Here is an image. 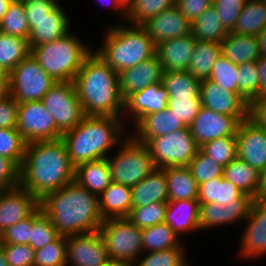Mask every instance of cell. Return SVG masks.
Masks as SVG:
<instances>
[{
  "mask_svg": "<svg viewBox=\"0 0 266 266\" xmlns=\"http://www.w3.org/2000/svg\"><path fill=\"white\" fill-rule=\"evenodd\" d=\"M243 194L224 176H219L198 185L197 200L199 203L217 202L224 206L232 200L240 198Z\"/></svg>",
  "mask_w": 266,
  "mask_h": 266,
  "instance_id": "obj_35",
  "label": "cell"
},
{
  "mask_svg": "<svg viewBox=\"0 0 266 266\" xmlns=\"http://www.w3.org/2000/svg\"><path fill=\"white\" fill-rule=\"evenodd\" d=\"M30 54L28 40L0 32V71L10 73Z\"/></svg>",
  "mask_w": 266,
  "mask_h": 266,
  "instance_id": "obj_38",
  "label": "cell"
},
{
  "mask_svg": "<svg viewBox=\"0 0 266 266\" xmlns=\"http://www.w3.org/2000/svg\"><path fill=\"white\" fill-rule=\"evenodd\" d=\"M38 207L39 200L21 186L0 190V234L30 216Z\"/></svg>",
  "mask_w": 266,
  "mask_h": 266,
  "instance_id": "obj_18",
  "label": "cell"
},
{
  "mask_svg": "<svg viewBox=\"0 0 266 266\" xmlns=\"http://www.w3.org/2000/svg\"><path fill=\"white\" fill-rule=\"evenodd\" d=\"M75 182L90 193L100 196L112 183L107 158L78 165L75 168Z\"/></svg>",
  "mask_w": 266,
  "mask_h": 266,
  "instance_id": "obj_29",
  "label": "cell"
},
{
  "mask_svg": "<svg viewBox=\"0 0 266 266\" xmlns=\"http://www.w3.org/2000/svg\"><path fill=\"white\" fill-rule=\"evenodd\" d=\"M168 202H156L141 207H132L128 219L138 228L144 229L164 222Z\"/></svg>",
  "mask_w": 266,
  "mask_h": 266,
  "instance_id": "obj_43",
  "label": "cell"
},
{
  "mask_svg": "<svg viewBox=\"0 0 266 266\" xmlns=\"http://www.w3.org/2000/svg\"><path fill=\"white\" fill-rule=\"evenodd\" d=\"M238 73L239 94L249 103L259 96V72L256 61L238 65Z\"/></svg>",
  "mask_w": 266,
  "mask_h": 266,
  "instance_id": "obj_48",
  "label": "cell"
},
{
  "mask_svg": "<svg viewBox=\"0 0 266 266\" xmlns=\"http://www.w3.org/2000/svg\"><path fill=\"white\" fill-rule=\"evenodd\" d=\"M67 237L59 235L43 248L35 250L34 266H66Z\"/></svg>",
  "mask_w": 266,
  "mask_h": 266,
  "instance_id": "obj_44",
  "label": "cell"
},
{
  "mask_svg": "<svg viewBox=\"0 0 266 266\" xmlns=\"http://www.w3.org/2000/svg\"><path fill=\"white\" fill-rule=\"evenodd\" d=\"M10 96L9 73H0V101Z\"/></svg>",
  "mask_w": 266,
  "mask_h": 266,
  "instance_id": "obj_61",
  "label": "cell"
},
{
  "mask_svg": "<svg viewBox=\"0 0 266 266\" xmlns=\"http://www.w3.org/2000/svg\"><path fill=\"white\" fill-rule=\"evenodd\" d=\"M238 76V65L221 55L214 63L208 80L218 84L219 87L239 94Z\"/></svg>",
  "mask_w": 266,
  "mask_h": 266,
  "instance_id": "obj_45",
  "label": "cell"
},
{
  "mask_svg": "<svg viewBox=\"0 0 266 266\" xmlns=\"http://www.w3.org/2000/svg\"><path fill=\"white\" fill-rule=\"evenodd\" d=\"M98 232L105 243L110 261L136 263L143 253L142 229L128 218L106 219Z\"/></svg>",
  "mask_w": 266,
  "mask_h": 266,
  "instance_id": "obj_8",
  "label": "cell"
},
{
  "mask_svg": "<svg viewBox=\"0 0 266 266\" xmlns=\"http://www.w3.org/2000/svg\"><path fill=\"white\" fill-rule=\"evenodd\" d=\"M18 131L27 143L35 141L57 140L62 133L55 125L53 116L42 101L19 103Z\"/></svg>",
  "mask_w": 266,
  "mask_h": 266,
  "instance_id": "obj_12",
  "label": "cell"
},
{
  "mask_svg": "<svg viewBox=\"0 0 266 266\" xmlns=\"http://www.w3.org/2000/svg\"><path fill=\"white\" fill-rule=\"evenodd\" d=\"M167 107L185 125L190 126L201 105L200 97H169Z\"/></svg>",
  "mask_w": 266,
  "mask_h": 266,
  "instance_id": "obj_51",
  "label": "cell"
},
{
  "mask_svg": "<svg viewBox=\"0 0 266 266\" xmlns=\"http://www.w3.org/2000/svg\"><path fill=\"white\" fill-rule=\"evenodd\" d=\"M254 200L252 196L243 194L240 198L234 199L224 206L217 202L200 203L199 230L220 225L223 227V225L245 220Z\"/></svg>",
  "mask_w": 266,
  "mask_h": 266,
  "instance_id": "obj_16",
  "label": "cell"
},
{
  "mask_svg": "<svg viewBox=\"0 0 266 266\" xmlns=\"http://www.w3.org/2000/svg\"><path fill=\"white\" fill-rule=\"evenodd\" d=\"M131 126H134V134L131 136L137 142L144 144L152 137L163 136L186 127L168 107L143 116L135 125Z\"/></svg>",
  "mask_w": 266,
  "mask_h": 266,
  "instance_id": "obj_24",
  "label": "cell"
},
{
  "mask_svg": "<svg viewBox=\"0 0 266 266\" xmlns=\"http://www.w3.org/2000/svg\"><path fill=\"white\" fill-rule=\"evenodd\" d=\"M20 186V168L9 158L0 156V190Z\"/></svg>",
  "mask_w": 266,
  "mask_h": 266,
  "instance_id": "obj_56",
  "label": "cell"
},
{
  "mask_svg": "<svg viewBox=\"0 0 266 266\" xmlns=\"http://www.w3.org/2000/svg\"><path fill=\"white\" fill-rule=\"evenodd\" d=\"M221 55V43L196 40L188 72L201 81L208 79L214 63Z\"/></svg>",
  "mask_w": 266,
  "mask_h": 266,
  "instance_id": "obj_33",
  "label": "cell"
},
{
  "mask_svg": "<svg viewBox=\"0 0 266 266\" xmlns=\"http://www.w3.org/2000/svg\"><path fill=\"white\" fill-rule=\"evenodd\" d=\"M108 2V6H112L114 10L121 9L122 19L126 18V0H105ZM102 3V2H101Z\"/></svg>",
  "mask_w": 266,
  "mask_h": 266,
  "instance_id": "obj_63",
  "label": "cell"
},
{
  "mask_svg": "<svg viewBox=\"0 0 266 266\" xmlns=\"http://www.w3.org/2000/svg\"><path fill=\"white\" fill-rule=\"evenodd\" d=\"M75 181V167L70 163L63 140L27 143L20 168V186L39 201L48 193Z\"/></svg>",
  "mask_w": 266,
  "mask_h": 266,
  "instance_id": "obj_1",
  "label": "cell"
},
{
  "mask_svg": "<svg viewBox=\"0 0 266 266\" xmlns=\"http://www.w3.org/2000/svg\"><path fill=\"white\" fill-rule=\"evenodd\" d=\"M200 149L225 167L237 157L236 136H226L205 142Z\"/></svg>",
  "mask_w": 266,
  "mask_h": 266,
  "instance_id": "obj_46",
  "label": "cell"
},
{
  "mask_svg": "<svg viewBox=\"0 0 266 266\" xmlns=\"http://www.w3.org/2000/svg\"><path fill=\"white\" fill-rule=\"evenodd\" d=\"M145 145L156 168L188 166L200 148L188 126L163 136L152 137Z\"/></svg>",
  "mask_w": 266,
  "mask_h": 266,
  "instance_id": "obj_9",
  "label": "cell"
},
{
  "mask_svg": "<svg viewBox=\"0 0 266 266\" xmlns=\"http://www.w3.org/2000/svg\"><path fill=\"white\" fill-rule=\"evenodd\" d=\"M163 67L155 55L147 61L119 73L121 96L126 100L133 93L162 82Z\"/></svg>",
  "mask_w": 266,
  "mask_h": 266,
  "instance_id": "obj_21",
  "label": "cell"
},
{
  "mask_svg": "<svg viewBox=\"0 0 266 266\" xmlns=\"http://www.w3.org/2000/svg\"><path fill=\"white\" fill-rule=\"evenodd\" d=\"M155 46L191 34L192 23L174 6L153 16L142 25Z\"/></svg>",
  "mask_w": 266,
  "mask_h": 266,
  "instance_id": "obj_20",
  "label": "cell"
},
{
  "mask_svg": "<svg viewBox=\"0 0 266 266\" xmlns=\"http://www.w3.org/2000/svg\"><path fill=\"white\" fill-rule=\"evenodd\" d=\"M222 55L236 65L257 61L261 56L257 36L228 32L221 42Z\"/></svg>",
  "mask_w": 266,
  "mask_h": 266,
  "instance_id": "obj_30",
  "label": "cell"
},
{
  "mask_svg": "<svg viewBox=\"0 0 266 266\" xmlns=\"http://www.w3.org/2000/svg\"><path fill=\"white\" fill-rule=\"evenodd\" d=\"M103 39L95 52L118 74L149 60L156 53L155 44L141 25L110 27Z\"/></svg>",
  "mask_w": 266,
  "mask_h": 266,
  "instance_id": "obj_5",
  "label": "cell"
},
{
  "mask_svg": "<svg viewBox=\"0 0 266 266\" xmlns=\"http://www.w3.org/2000/svg\"><path fill=\"white\" fill-rule=\"evenodd\" d=\"M213 5V0H176L175 6L192 23L207 8Z\"/></svg>",
  "mask_w": 266,
  "mask_h": 266,
  "instance_id": "obj_58",
  "label": "cell"
},
{
  "mask_svg": "<svg viewBox=\"0 0 266 266\" xmlns=\"http://www.w3.org/2000/svg\"><path fill=\"white\" fill-rule=\"evenodd\" d=\"M167 180L168 201L197 200L198 184L188 166L164 168Z\"/></svg>",
  "mask_w": 266,
  "mask_h": 266,
  "instance_id": "obj_31",
  "label": "cell"
},
{
  "mask_svg": "<svg viewBox=\"0 0 266 266\" xmlns=\"http://www.w3.org/2000/svg\"><path fill=\"white\" fill-rule=\"evenodd\" d=\"M188 168L198 185L213 178L223 176L224 172V166L215 162V160L206 155L200 148L196 156L188 164Z\"/></svg>",
  "mask_w": 266,
  "mask_h": 266,
  "instance_id": "obj_47",
  "label": "cell"
},
{
  "mask_svg": "<svg viewBox=\"0 0 266 266\" xmlns=\"http://www.w3.org/2000/svg\"><path fill=\"white\" fill-rule=\"evenodd\" d=\"M126 135L118 152L112 158L108 156L107 161L112 181L132 188L150 175L156 166L147 146Z\"/></svg>",
  "mask_w": 266,
  "mask_h": 266,
  "instance_id": "obj_7",
  "label": "cell"
},
{
  "mask_svg": "<svg viewBox=\"0 0 266 266\" xmlns=\"http://www.w3.org/2000/svg\"><path fill=\"white\" fill-rule=\"evenodd\" d=\"M248 119L266 130V94L255 97L249 102Z\"/></svg>",
  "mask_w": 266,
  "mask_h": 266,
  "instance_id": "obj_59",
  "label": "cell"
},
{
  "mask_svg": "<svg viewBox=\"0 0 266 266\" xmlns=\"http://www.w3.org/2000/svg\"><path fill=\"white\" fill-rule=\"evenodd\" d=\"M12 1L13 0H0V22L2 21L3 16L5 15Z\"/></svg>",
  "mask_w": 266,
  "mask_h": 266,
  "instance_id": "obj_65",
  "label": "cell"
},
{
  "mask_svg": "<svg viewBox=\"0 0 266 266\" xmlns=\"http://www.w3.org/2000/svg\"><path fill=\"white\" fill-rule=\"evenodd\" d=\"M223 176L244 194L259 199L260 172L236 157L224 167Z\"/></svg>",
  "mask_w": 266,
  "mask_h": 266,
  "instance_id": "obj_32",
  "label": "cell"
},
{
  "mask_svg": "<svg viewBox=\"0 0 266 266\" xmlns=\"http://www.w3.org/2000/svg\"><path fill=\"white\" fill-rule=\"evenodd\" d=\"M257 71L259 72V96L266 94V57L260 56L257 61Z\"/></svg>",
  "mask_w": 266,
  "mask_h": 266,
  "instance_id": "obj_60",
  "label": "cell"
},
{
  "mask_svg": "<svg viewBox=\"0 0 266 266\" xmlns=\"http://www.w3.org/2000/svg\"><path fill=\"white\" fill-rule=\"evenodd\" d=\"M195 44L192 33L157 44L155 55L163 71H188Z\"/></svg>",
  "mask_w": 266,
  "mask_h": 266,
  "instance_id": "obj_23",
  "label": "cell"
},
{
  "mask_svg": "<svg viewBox=\"0 0 266 266\" xmlns=\"http://www.w3.org/2000/svg\"><path fill=\"white\" fill-rule=\"evenodd\" d=\"M162 83L169 97H200L201 80L188 71H165Z\"/></svg>",
  "mask_w": 266,
  "mask_h": 266,
  "instance_id": "obj_39",
  "label": "cell"
},
{
  "mask_svg": "<svg viewBox=\"0 0 266 266\" xmlns=\"http://www.w3.org/2000/svg\"><path fill=\"white\" fill-rule=\"evenodd\" d=\"M19 103L10 95L0 101V128H16Z\"/></svg>",
  "mask_w": 266,
  "mask_h": 266,
  "instance_id": "obj_57",
  "label": "cell"
},
{
  "mask_svg": "<svg viewBox=\"0 0 266 266\" xmlns=\"http://www.w3.org/2000/svg\"><path fill=\"white\" fill-rule=\"evenodd\" d=\"M56 81L29 54L10 73V95L18 102L41 101Z\"/></svg>",
  "mask_w": 266,
  "mask_h": 266,
  "instance_id": "obj_10",
  "label": "cell"
},
{
  "mask_svg": "<svg viewBox=\"0 0 266 266\" xmlns=\"http://www.w3.org/2000/svg\"><path fill=\"white\" fill-rule=\"evenodd\" d=\"M123 123L121 117L85 115L76 127L61 137L70 163L76 168L89 161L107 158L109 150L126 139Z\"/></svg>",
  "mask_w": 266,
  "mask_h": 266,
  "instance_id": "obj_4",
  "label": "cell"
},
{
  "mask_svg": "<svg viewBox=\"0 0 266 266\" xmlns=\"http://www.w3.org/2000/svg\"><path fill=\"white\" fill-rule=\"evenodd\" d=\"M73 82L86 116L120 117L124 113L119 74L96 52L85 59Z\"/></svg>",
  "mask_w": 266,
  "mask_h": 266,
  "instance_id": "obj_3",
  "label": "cell"
},
{
  "mask_svg": "<svg viewBox=\"0 0 266 266\" xmlns=\"http://www.w3.org/2000/svg\"><path fill=\"white\" fill-rule=\"evenodd\" d=\"M131 195V187L112 181L99 196L103 219L127 218L132 209Z\"/></svg>",
  "mask_w": 266,
  "mask_h": 266,
  "instance_id": "obj_28",
  "label": "cell"
},
{
  "mask_svg": "<svg viewBox=\"0 0 266 266\" xmlns=\"http://www.w3.org/2000/svg\"><path fill=\"white\" fill-rule=\"evenodd\" d=\"M201 105L223 115L237 117L241 122L248 118L249 103L238 93L219 87L211 80H202Z\"/></svg>",
  "mask_w": 266,
  "mask_h": 266,
  "instance_id": "obj_15",
  "label": "cell"
},
{
  "mask_svg": "<svg viewBox=\"0 0 266 266\" xmlns=\"http://www.w3.org/2000/svg\"><path fill=\"white\" fill-rule=\"evenodd\" d=\"M42 213V209L39 206L30 216L6 228L0 234V243L30 245L31 224Z\"/></svg>",
  "mask_w": 266,
  "mask_h": 266,
  "instance_id": "obj_49",
  "label": "cell"
},
{
  "mask_svg": "<svg viewBox=\"0 0 266 266\" xmlns=\"http://www.w3.org/2000/svg\"><path fill=\"white\" fill-rule=\"evenodd\" d=\"M178 238L179 235L165 222L144 228L142 229V251L158 252L183 246Z\"/></svg>",
  "mask_w": 266,
  "mask_h": 266,
  "instance_id": "obj_37",
  "label": "cell"
},
{
  "mask_svg": "<svg viewBox=\"0 0 266 266\" xmlns=\"http://www.w3.org/2000/svg\"><path fill=\"white\" fill-rule=\"evenodd\" d=\"M104 266H111V261L108 264L104 265Z\"/></svg>",
  "mask_w": 266,
  "mask_h": 266,
  "instance_id": "obj_68",
  "label": "cell"
},
{
  "mask_svg": "<svg viewBox=\"0 0 266 266\" xmlns=\"http://www.w3.org/2000/svg\"><path fill=\"white\" fill-rule=\"evenodd\" d=\"M168 99V92L162 82L151 84L125 100L124 113L127 111L135 125L143 116L164 110Z\"/></svg>",
  "mask_w": 266,
  "mask_h": 266,
  "instance_id": "obj_22",
  "label": "cell"
},
{
  "mask_svg": "<svg viewBox=\"0 0 266 266\" xmlns=\"http://www.w3.org/2000/svg\"><path fill=\"white\" fill-rule=\"evenodd\" d=\"M0 266H9L8 263L6 262L3 245L1 243H0Z\"/></svg>",
  "mask_w": 266,
  "mask_h": 266,
  "instance_id": "obj_66",
  "label": "cell"
},
{
  "mask_svg": "<svg viewBox=\"0 0 266 266\" xmlns=\"http://www.w3.org/2000/svg\"><path fill=\"white\" fill-rule=\"evenodd\" d=\"M111 266H136L134 262L111 261Z\"/></svg>",
  "mask_w": 266,
  "mask_h": 266,
  "instance_id": "obj_67",
  "label": "cell"
},
{
  "mask_svg": "<svg viewBox=\"0 0 266 266\" xmlns=\"http://www.w3.org/2000/svg\"><path fill=\"white\" fill-rule=\"evenodd\" d=\"M132 207L156 202H168L167 180L164 168L155 170L131 188Z\"/></svg>",
  "mask_w": 266,
  "mask_h": 266,
  "instance_id": "obj_26",
  "label": "cell"
},
{
  "mask_svg": "<svg viewBox=\"0 0 266 266\" xmlns=\"http://www.w3.org/2000/svg\"><path fill=\"white\" fill-rule=\"evenodd\" d=\"M70 24V18L58 4L45 18L33 21V29L28 38L29 47L61 38L70 31Z\"/></svg>",
  "mask_w": 266,
  "mask_h": 266,
  "instance_id": "obj_25",
  "label": "cell"
},
{
  "mask_svg": "<svg viewBox=\"0 0 266 266\" xmlns=\"http://www.w3.org/2000/svg\"><path fill=\"white\" fill-rule=\"evenodd\" d=\"M25 15L30 31L33 29V21L45 18L57 5V0H24Z\"/></svg>",
  "mask_w": 266,
  "mask_h": 266,
  "instance_id": "obj_55",
  "label": "cell"
},
{
  "mask_svg": "<svg viewBox=\"0 0 266 266\" xmlns=\"http://www.w3.org/2000/svg\"><path fill=\"white\" fill-rule=\"evenodd\" d=\"M265 28L266 4L260 0H248L240 11L232 33L258 36Z\"/></svg>",
  "mask_w": 266,
  "mask_h": 266,
  "instance_id": "obj_34",
  "label": "cell"
},
{
  "mask_svg": "<svg viewBox=\"0 0 266 266\" xmlns=\"http://www.w3.org/2000/svg\"><path fill=\"white\" fill-rule=\"evenodd\" d=\"M184 246H178L165 251L148 252L143 259L136 261V266H185ZM138 262V263H137Z\"/></svg>",
  "mask_w": 266,
  "mask_h": 266,
  "instance_id": "obj_50",
  "label": "cell"
},
{
  "mask_svg": "<svg viewBox=\"0 0 266 266\" xmlns=\"http://www.w3.org/2000/svg\"><path fill=\"white\" fill-rule=\"evenodd\" d=\"M259 200H266V166L260 172Z\"/></svg>",
  "mask_w": 266,
  "mask_h": 266,
  "instance_id": "obj_62",
  "label": "cell"
},
{
  "mask_svg": "<svg viewBox=\"0 0 266 266\" xmlns=\"http://www.w3.org/2000/svg\"><path fill=\"white\" fill-rule=\"evenodd\" d=\"M241 121L202 106L189 126L195 142L200 147L205 142L226 136H236Z\"/></svg>",
  "mask_w": 266,
  "mask_h": 266,
  "instance_id": "obj_14",
  "label": "cell"
},
{
  "mask_svg": "<svg viewBox=\"0 0 266 266\" xmlns=\"http://www.w3.org/2000/svg\"><path fill=\"white\" fill-rule=\"evenodd\" d=\"M110 262L99 232L67 237L66 266H104ZM72 264V265H71Z\"/></svg>",
  "mask_w": 266,
  "mask_h": 266,
  "instance_id": "obj_13",
  "label": "cell"
},
{
  "mask_svg": "<svg viewBox=\"0 0 266 266\" xmlns=\"http://www.w3.org/2000/svg\"><path fill=\"white\" fill-rule=\"evenodd\" d=\"M39 206L61 236L98 232L104 221L99 196L75 181L46 194Z\"/></svg>",
  "mask_w": 266,
  "mask_h": 266,
  "instance_id": "obj_2",
  "label": "cell"
},
{
  "mask_svg": "<svg viewBox=\"0 0 266 266\" xmlns=\"http://www.w3.org/2000/svg\"><path fill=\"white\" fill-rule=\"evenodd\" d=\"M0 32L28 40L30 29L25 15L23 1L13 0L10 3L8 10L0 22Z\"/></svg>",
  "mask_w": 266,
  "mask_h": 266,
  "instance_id": "obj_41",
  "label": "cell"
},
{
  "mask_svg": "<svg viewBox=\"0 0 266 266\" xmlns=\"http://www.w3.org/2000/svg\"><path fill=\"white\" fill-rule=\"evenodd\" d=\"M248 0H213V6L221 17V23L227 32H232L240 11Z\"/></svg>",
  "mask_w": 266,
  "mask_h": 266,
  "instance_id": "obj_53",
  "label": "cell"
},
{
  "mask_svg": "<svg viewBox=\"0 0 266 266\" xmlns=\"http://www.w3.org/2000/svg\"><path fill=\"white\" fill-rule=\"evenodd\" d=\"M236 149L239 159L261 172L266 166V130L245 119L237 130Z\"/></svg>",
  "mask_w": 266,
  "mask_h": 266,
  "instance_id": "obj_17",
  "label": "cell"
},
{
  "mask_svg": "<svg viewBox=\"0 0 266 266\" xmlns=\"http://www.w3.org/2000/svg\"><path fill=\"white\" fill-rule=\"evenodd\" d=\"M191 33L196 40L221 43L228 32L221 23V17L214 8H207L194 22Z\"/></svg>",
  "mask_w": 266,
  "mask_h": 266,
  "instance_id": "obj_36",
  "label": "cell"
},
{
  "mask_svg": "<svg viewBox=\"0 0 266 266\" xmlns=\"http://www.w3.org/2000/svg\"><path fill=\"white\" fill-rule=\"evenodd\" d=\"M245 222L248 224L241 240L240 255L259 258L266 254V200L253 201Z\"/></svg>",
  "mask_w": 266,
  "mask_h": 266,
  "instance_id": "obj_19",
  "label": "cell"
},
{
  "mask_svg": "<svg viewBox=\"0 0 266 266\" xmlns=\"http://www.w3.org/2000/svg\"><path fill=\"white\" fill-rule=\"evenodd\" d=\"M73 32L30 48V54L56 82H73L92 53Z\"/></svg>",
  "mask_w": 266,
  "mask_h": 266,
  "instance_id": "obj_6",
  "label": "cell"
},
{
  "mask_svg": "<svg viewBox=\"0 0 266 266\" xmlns=\"http://www.w3.org/2000/svg\"><path fill=\"white\" fill-rule=\"evenodd\" d=\"M9 266H34L35 250L29 244L1 243Z\"/></svg>",
  "mask_w": 266,
  "mask_h": 266,
  "instance_id": "obj_54",
  "label": "cell"
},
{
  "mask_svg": "<svg viewBox=\"0 0 266 266\" xmlns=\"http://www.w3.org/2000/svg\"><path fill=\"white\" fill-rule=\"evenodd\" d=\"M199 209L198 200L168 201L164 222L179 236L186 232L199 231Z\"/></svg>",
  "mask_w": 266,
  "mask_h": 266,
  "instance_id": "obj_27",
  "label": "cell"
},
{
  "mask_svg": "<svg viewBox=\"0 0 266 266\" xmlns=\"http://www.w3.org/2000/svg\"><path fill=\"white\" fill-rule=\"evenodd\" d=\"M41 101L62 134L76 127L85 116L74 82H56Z\"/></svg>",
  "mask_w": 266,
  "mask_h": 266,
  "instance_id": "obj_11",
  "label": "cell"
},
{
  "mask_svg": "<svg viewBox=\"0 0 266 266\" xmlns=\"http://www.w3.org/2000/svg\"><path fill=\"white\" fill-rule=\"evenodd\" d=\"M176 0H127L126 19L133 25H143L153 16L175 6Z\"/></svg>",
  "mask_w": 266,
  "mask_h": 266,
  "instance_id": "obj_40",
  "label": "cell"
},
{
  "mask_svg": "<svg viewBox=\"0 0 266 266\" xmlns=\"http://www.w3.org/2000/svg\"><path fill=\"white\" fill-rule=\"evenodd\" d=\"M261 56L266 57V28L257 36Z\"/></svg>",
  "mask_w": 266,
  "mask_h": 266,
  "instance_id": "obj_64",
  "label": "cell"
},
{
  "mask_svg": "<svg viewBox=\"0 0 266 266\" xmlns=\"http://www.w3.org/2000/svg\"><path fill=\"white\" fill-rule=\"evenodd\" d=\"M58 236L55 226L44 213L31 224L30 245L34 250L43 248Z\"/></svg>",
  "mask_w": 266,
  "mask_h": 266,
  "instance_id": "obj_52",
  "label": "cell"
},
{
  "mask_svg": "<svg viewBox=\"0 0 266 266\" xmlns=\"http://www.w3.org/2000/svg\"><path fill=\"white\" fill-rule=\"evenodd\" d=\"M27 142L17 128H0V156L11 159L21 168Z\"/></svg>",
  "mask_w": 266,
  "mask_h": 266,
  "instance_id": "obj_42",
  "label": "cell"
}]
</instances>
